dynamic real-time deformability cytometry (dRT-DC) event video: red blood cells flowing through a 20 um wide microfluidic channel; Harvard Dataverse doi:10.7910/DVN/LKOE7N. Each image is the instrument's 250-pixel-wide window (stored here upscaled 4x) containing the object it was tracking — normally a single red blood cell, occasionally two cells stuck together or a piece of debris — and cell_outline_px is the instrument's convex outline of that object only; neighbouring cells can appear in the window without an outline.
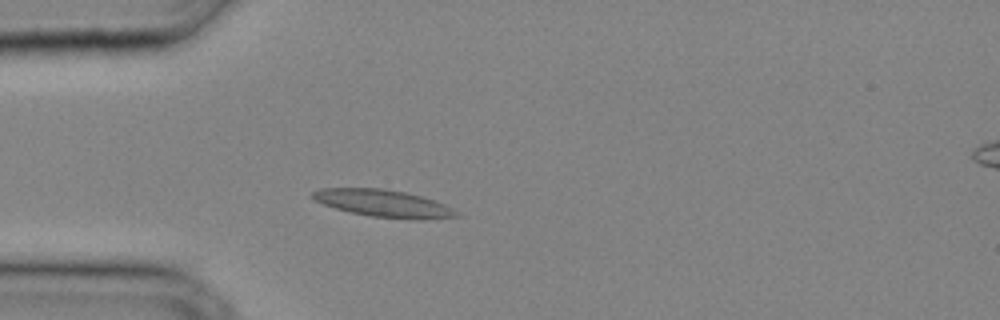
{"species": "common noctule bat (a hibernating species)", "species_latin": "Nyctalus noctula", "temperature_condition": "cold", "stored_images_in_passage": 32, "camera_frame_rate_fps": 3000, "um_per_image_px": 0.085, "animal": {"sex": "male", "body_mass_g": 20.4}, "frame": {"image": 1, "passage_image": 8, "time_ms": 2.333, "image_size_px": [1000, 320], "cell_outline_px": [[460, 216], [420, 220], [408, 220], [372, 216], [352, 212], [336, 208], [324, 204], [316, 200], [312, 196], [312, 192], [320, 188], [384, 188], [404, 192], [436, 200], [460, 212]], "centroid_in_image_um": [32.66, 17.29], "position_along_channel_um": 52.3, "area_um2": 22.83}}
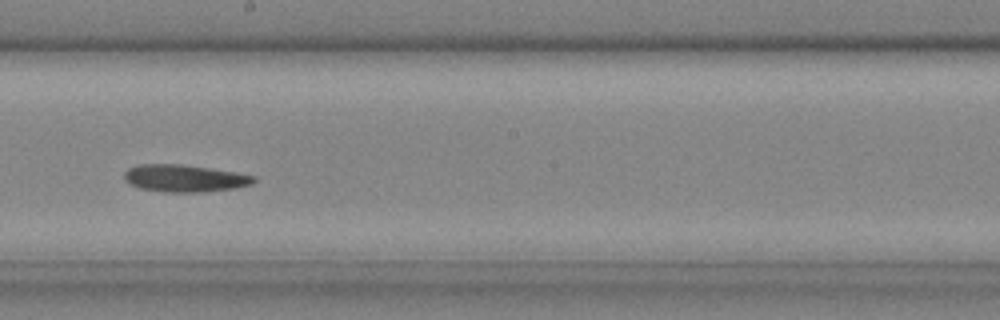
{"frame": {"image": 2, "passage_image": 18, "time_ms": 5.667, "image_size_px": [1000, 320], "cell_outline_px": [[256, 180], [252, 184], [236, 188], [204, 192], [164, 192], [140, 188], [128, 184], [124, 180], [124, 172], [128, 168], [140, 164], [180, 164], [236, 172], [256, 176]], "centroid_in_image_um": [15.68, 15.16], "position_along_channel_um": 232.5, "area_um2": 20.69}}
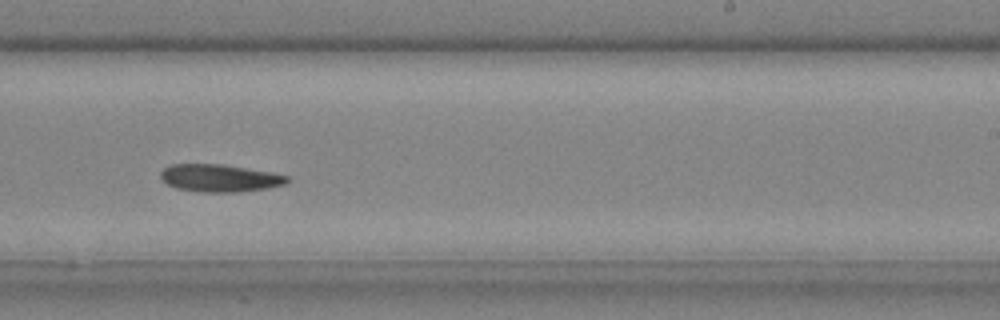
{"frame": {"image": 3, "passage_image": 20, "time_ms": 6.333, "image_size_px": [1000, 320], "cell_outline_px": [[288, 180], [284, 184], [264, 188], [236, 192], [204, 192], [176, 188], [168, 184], [160, 176], [160, 172], [164, 168], [172, 164], [220, 164], [272, 172], [288, 176]], "centroid_in_image_um": [18.64, 15.13], "position_along_channel_um": 270.4, "area_um2": 19.94}}